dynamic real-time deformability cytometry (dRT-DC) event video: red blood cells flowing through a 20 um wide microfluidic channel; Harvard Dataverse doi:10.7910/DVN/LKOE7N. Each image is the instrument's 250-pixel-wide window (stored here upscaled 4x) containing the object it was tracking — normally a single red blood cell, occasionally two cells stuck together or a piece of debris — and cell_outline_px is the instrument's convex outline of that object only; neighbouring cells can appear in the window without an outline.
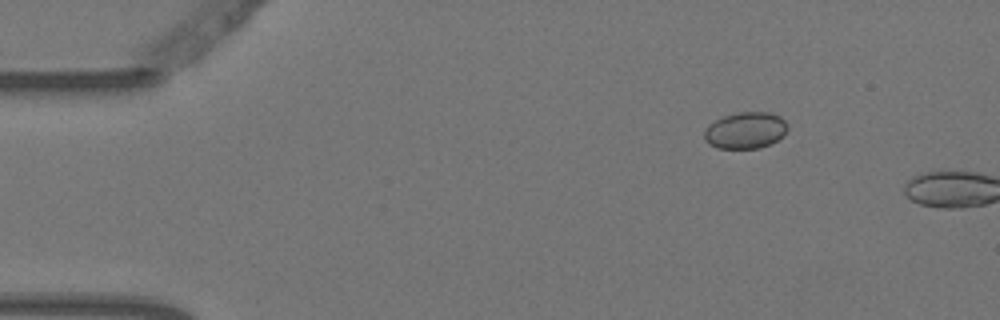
{"species": "Egyptian fruit bat (a non-hibernating species)", "species_latin": "Rousettus aegyptiacus", "temperature_condition": "warm", "stored_images_in_passage": 4, "camera_frame_rate_fps": 3000, "um_per_image_px": 0.085, "animal": {"sex": "female"}, "frame": {"image": 1, "passage_image": 4, "time_ms": 1.0, "image_size_px": [1000, 320], "cell_outline_px": [[788, 128], [784, 136], [760, 148], [716, 148], [708, 144], [704, 140], [704, 132], [716, 120], [724, 116], [740, 112], [768, 112], [780, 116], [788, 124]], "centroid_in_image_um": [63.39, 11.09], "position_along_channel_um": 21.6, "area_um2": 17.63}}